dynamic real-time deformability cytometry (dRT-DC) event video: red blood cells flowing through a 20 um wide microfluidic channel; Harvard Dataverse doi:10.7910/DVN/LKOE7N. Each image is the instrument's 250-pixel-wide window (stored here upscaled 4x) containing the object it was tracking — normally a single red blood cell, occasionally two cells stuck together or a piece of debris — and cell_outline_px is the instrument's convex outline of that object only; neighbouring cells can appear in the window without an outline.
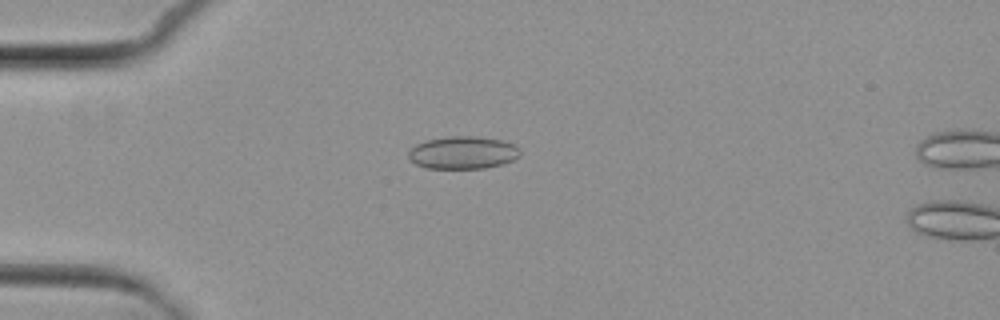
{"species": "common noctule bat (a hibernating species)", "species_latin": "Nyctalus noctula", "temperature_condition": "cold", "stored_images_in_passage": 6, "camera_frame_rate_fps": 3000, "um_per_image_px": 0.085, "animal": {"sex": "female", "body_mass_g": 29.2, "forearm_length_mm": 56.3}, "frame": {"image": 1, "passage_image": 5, "time_ms": 4.333, "image_size_px": [1000, 320], "cell_outline_px": [[520, 156], [512, 160], [500, 164], [484, 168], [428, 168], [416, 164], [408, 156], [408, 152], [416, 144], [428, 140], [448, 136], [476, 136], [500, 140], [516, 144], [520, 148]], "centroid_in_image_um": [39.37, 12.96], "position_along_channel_um": 45.6, "area_um2": 21.1}}